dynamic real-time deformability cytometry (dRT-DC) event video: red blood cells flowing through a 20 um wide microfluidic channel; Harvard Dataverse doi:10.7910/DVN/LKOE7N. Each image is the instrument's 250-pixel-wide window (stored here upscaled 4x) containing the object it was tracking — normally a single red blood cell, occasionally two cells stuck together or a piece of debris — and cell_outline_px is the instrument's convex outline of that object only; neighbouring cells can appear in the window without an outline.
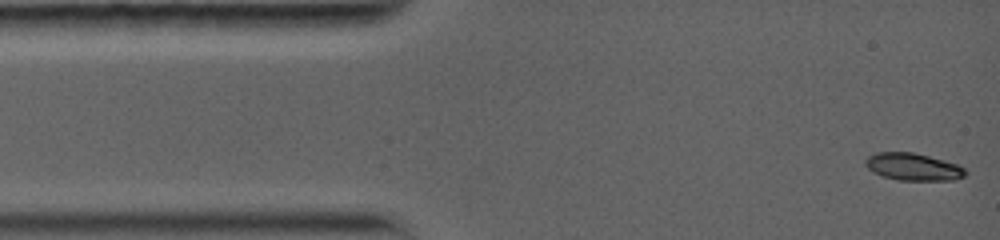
{"species": "common noctule bat (a hibernating species)", "species_latin": "Nyctalus noctula", "temperature_condition": "warm", "stored_images_in_passage": 7, "camera_frame_rate_fps": 5000, "um_per_image_px": 0.085, "animal": {"sex": "female", "body_mass_g": 19.0, "forearm_length_mm": 56.7}, "frame": {"image": 1, "passage_image": 1, "time_ms": 0.0, "image_size_px": [1000, 240], "cell_outline_px": [[968, 172], [964, 176], [956, 180], [896, 180], [884, 176], [868, 168], [864, 164], [864, 160], [868, 156], [876, 152], [912, 152], [944, 160], [956, 164], [964, 168]], "centroid_in_image_um": [77.62, 14.18], "position_along_channel_um": 7.4, "area_um2": 15.84}}
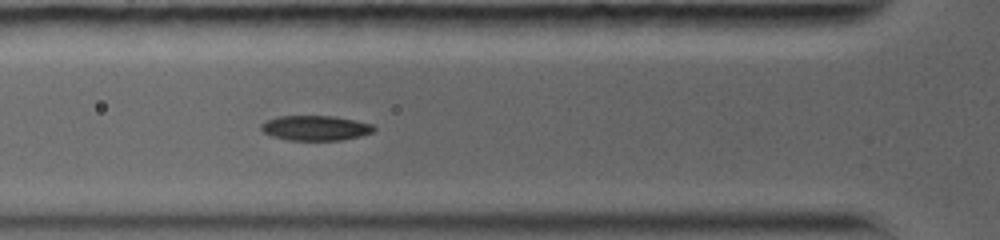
{"frame": {"image": 2, "passage_image": 6, "time_ms": 4.2, "image_size_px": [1000, 240], "cell_outline_px": [[376, 128], [372, 132], [360, 136], [340, 140], [288, 140], [272, 136], [264, 132], [260, 128], [260, 124], [276, 116], [332, 116], [372, 124]], "centroid_in_image_um": [26.78, 10.88], "position_along_channel_um": 99.0, "area_um2": 16.24}}
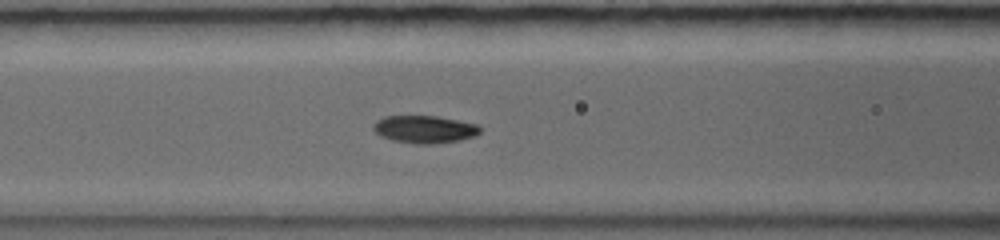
{"frame": {"image": 3, "passage_image": 7, "time_ms": 5.0, "image_size_px": [1000, 240], "cell_outline_px": [[480, 132], [472, 136], [460, 140], [432, 144], [416, 144], [392, 140], [380, 136], [372, 128], [372, 124], [376, 120], [384, 116], [436, 116], [476, 124], [480, 128]], "centroid_in_image_um": [36.02, 10.99], "position_along_channel_um": 130.6, "area_um2": 17.05}}